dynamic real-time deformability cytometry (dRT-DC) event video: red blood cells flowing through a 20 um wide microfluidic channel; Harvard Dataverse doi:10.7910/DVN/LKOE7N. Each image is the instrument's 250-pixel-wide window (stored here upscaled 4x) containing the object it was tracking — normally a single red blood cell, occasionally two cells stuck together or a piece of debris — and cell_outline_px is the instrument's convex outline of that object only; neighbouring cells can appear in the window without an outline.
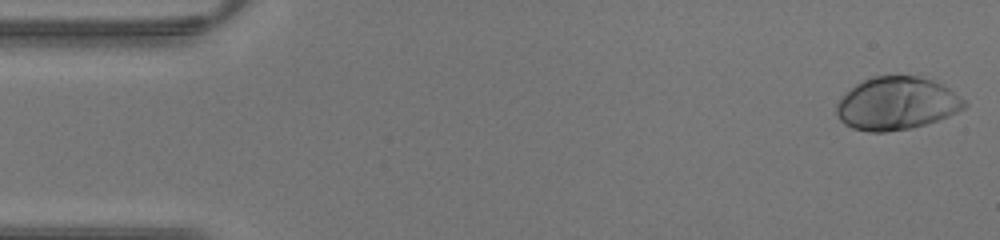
{"species": "human", "species_latin": "Homo sapiens", "temperature_condition": "warm", "stored_images_in_passage": 42, "camera_frame_rate_fps": 3000, "um_per_image_px": 0.085, "donor": {"sex": "male"}, "frame": {"image": 1, "passage_image": 1, "time_ms": 0.0, "image_size_px": [1000, 240], "cell_outline_px": [[968, 104], [964, 108], [948, 116], [912, 128], [884, 132], [868, 132], [852, 128], [844, 124], [840, 120], [836, 112], [836, 104], [856, 84], [872, 76], [916, 76], [932, 80], [948, 88], [964, 100]], "centroid_in_image_um": [76.2, 8.81], "position_along_channel_um": 8.8, "area_um2": 38.96}}
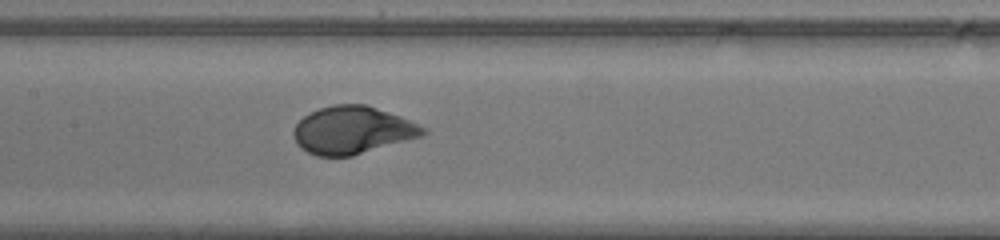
{"frame": {"image": 2, "passage_image": 20, "time_ms": 6.333, "image_size_px": [1000, 240], "cell_outline_px": [[428, 132], [420, 136], [352, 156], [316, 156], [300, 148], [296, 144], [292, 136], [292, 132], [296, 124], [304, 116], [320, 108], [332, 104], [364, 104], [400, 116], [424, 128]], "centroid_in_image_um": [29.89, 11.07], "position_along_channel_um": 177.5, "area_um2": 35.55}}
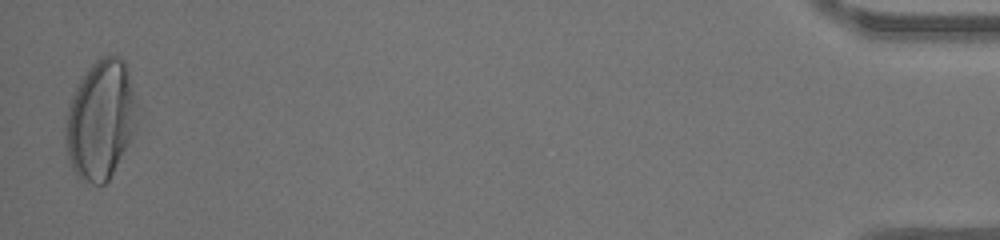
{"frame": {"image": 3, "passage_image": 42, "time_ms": 13.667, "image_size_px": [1000, 240], "cell_outline_px": [[140, 108], [136, 128], [108, 180], [104, 184], [92, 184], [80, 180], [76, 176], [72, 168], [68, 156], [64, 132], [64, 124], [68, 108], [76, 84], [88, 68], [100, 56], [120, 56], [124, 60], [128, 68]], "centroid_in_image_um": [8.57, 10.14], "position_along_channel_um": 426.6, "area_um2": 50.4}}